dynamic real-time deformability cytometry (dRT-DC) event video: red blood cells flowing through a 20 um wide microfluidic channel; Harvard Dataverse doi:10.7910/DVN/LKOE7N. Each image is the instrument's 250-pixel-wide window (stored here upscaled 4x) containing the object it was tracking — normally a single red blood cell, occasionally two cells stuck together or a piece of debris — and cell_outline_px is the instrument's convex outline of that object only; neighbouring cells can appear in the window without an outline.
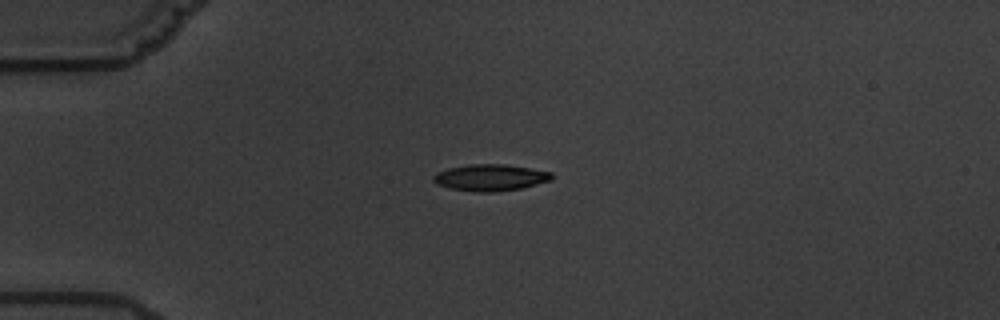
{"species": "common noctule bat (a hibernating species)", "species_latin": "Nyctalus noctula", "temperature_condition": "warm", "stored_images_in_passage": 6, "camera_frame_rate_fps": 3000, "um_per_image_px": 0.085, "animal": {"sex": "male", "body_mass_g": 19.5, "forearm_length_mm": 54.6}, "frame": {"image": 1, "passage_image": 4, "time_ms": 3.667, "image_size_px": [1000, 320], "cell_outline_px": [[552, 180], [520, 188], [492, 192], [476, 192], [452, 188], [436, 184], [432, 180], [432, 176], [436, 172], [448, 168], [468, 164], [504, 164], [552, 172]], "centroid_in_image_um": [41.64, 15.08], "position_along_channel_um": 43.4, "area_um2": 18.21}}
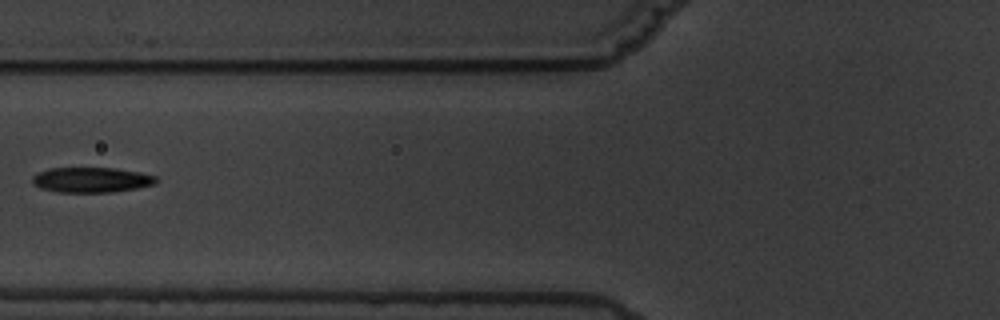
{"frame": {"image": 2, "passage_image": 6, "time_ms": 6.667, "image_size_px": [1000, 320], "cell_outline_px": [[156, 184], [136, 188], [112, 192], [56, 192], [40, 188], [32, 184], [32, 176], [36, 172], [48, 168], [116, 168], [140, 172], [156, 176]], "centroid_in_image_um": [7.72, 15.28], "position_along_channel_um": 118.1, "area_um2": 18.32}}